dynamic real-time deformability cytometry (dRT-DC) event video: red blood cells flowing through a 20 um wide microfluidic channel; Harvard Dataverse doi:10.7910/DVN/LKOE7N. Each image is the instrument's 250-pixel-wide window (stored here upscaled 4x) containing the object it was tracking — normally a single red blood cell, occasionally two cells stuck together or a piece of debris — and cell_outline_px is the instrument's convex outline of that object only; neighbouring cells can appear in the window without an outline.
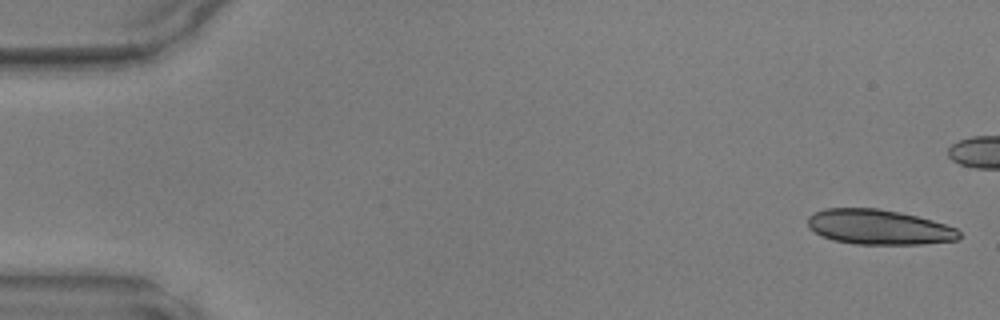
{"species": "common noctule bat (a hibernating species)", "species_latin": "Nyctalus noctula", "temperature_condition": "warm", "stored_images_in_passage": 38, "camera_frame_rate_fps": 3000, "um_per_image_px": 0.085, "animal": {"sex": "male", "body_mass_g": 17.9, "forearm_length_mm": 54.2}, "frame": {"image": 1, "passage_image": 1, "time_ms": 0.0, "image_size_px": [1000, 320], "cell_outline_px": [[960, 240], [920, 244], [856, 244], [832, 240], [820, 236], [808, 228], [808, 216], [824, 208], [876, 208], [900, 212], [932, 220], [956, 228], [960, 232]], "centroid_in_image_um": [74.68, 19.3], "position_along_channel_um": 10.3, "area_um2": 30.98}}